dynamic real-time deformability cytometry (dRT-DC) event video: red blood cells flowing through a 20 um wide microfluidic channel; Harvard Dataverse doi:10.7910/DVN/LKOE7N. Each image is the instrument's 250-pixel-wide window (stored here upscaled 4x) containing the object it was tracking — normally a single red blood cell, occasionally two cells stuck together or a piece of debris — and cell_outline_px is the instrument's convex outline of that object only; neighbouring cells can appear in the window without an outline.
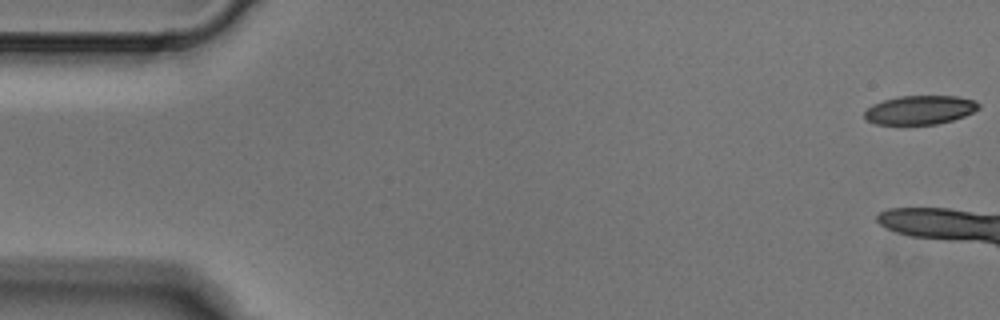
{"species": "Egyptian fruit bat (a non-hibernating species)", "species_latin": "Rousettus aegyptiacus", "temperature_condition": "cold", "stored_images_in_passage": 8, "camera_frame_rate_fps": 3000, "um_per_image_px": 0.085, "animal": {"sex": "male"}, "frame": {"image": 1, "passage_image": 1, "time_ms": 0.0, "image_size_px": [1000, 320], "cell_outline_px": [[980, 108], [964, 116], [952, 120], [936, 124], [876, 124], [864, 120], [864, 112], [872, 104], [884, 100], [900, 96], [956, 96], [976, 100], [980, 104]], "centroid_in_image_um": [78.19, 9.34], "position_along_channel_um": 6.8, "area_um2": 19.25}}
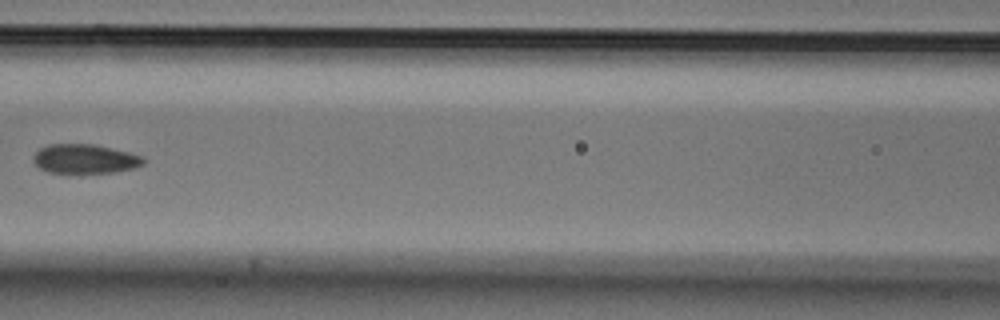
{"frame": {"image": 2, "passage_image": 7, "time_ms": 2.0, "image_size_px": [1000, 320], "cell_outline_px": [[144, 164], [132, 168], [116, 172], [80, 176], [76, 176], [48, 172], [40, 168], [32, 160], [32, 156], [40, 148], [48, 144], [92, 144], [128, 152], [144, 156]], "centroid_in_image_um": [7.18, 13.56], "position_along_channel_um": 159.4, "area_um2": 19.59}}
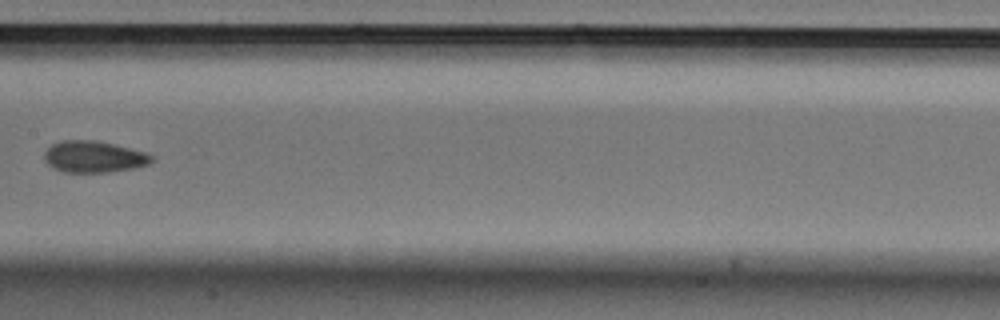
{"frame": {"image": 3, "passage_image": 8, "time_ms": 2.333, "image_size_px": [1000, 320], "cell_outline_px": [[156, 160], [148, 164], [136, 168], [112, 172], [64, 172], [52, 168], [44, 160], [44, 152], [52, 144], [60, 140], [96, 140], [144, 152], [156, 156]], "centroid_in_image_um": [7.99, 13.33], "position_along_channel_um": 199.4, "area_um2": 19.94}}